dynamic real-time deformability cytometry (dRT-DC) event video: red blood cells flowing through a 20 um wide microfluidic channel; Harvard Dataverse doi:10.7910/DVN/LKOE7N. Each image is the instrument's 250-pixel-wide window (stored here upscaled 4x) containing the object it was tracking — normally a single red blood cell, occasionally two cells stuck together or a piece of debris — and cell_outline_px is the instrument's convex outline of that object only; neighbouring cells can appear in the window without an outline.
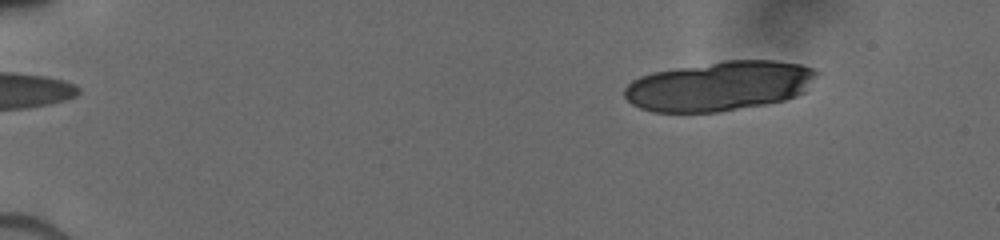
{"species": "human", "species_latin": "Homo sapiens", "temperature_condition": "cold", "stored_images_in_passage": 13, "camera_frame_rate_fps": 3000, "um_per_image_px": 0.085, "donor": {"sex": "male"}, "frame": {"image": 1, "passage_image": 3, "time_ms": 2.0, "image_size_px": [1000, 240], "cell_outline_px": [[816, 72], [804, 92], [796, 96], [784, 100], [768, 104], [720, 112], [652, 112], [640, 108], [632, 104], [624, 96], [624, 88], [632, 80], [640, 76], [652, 72], [724, 60], [776, 60], [800, 64], [812, 68]], "centroid_in_image_um": [61.11, 7.32], "position_along_channel_um": 23.9, "area_um2": 55.6}}
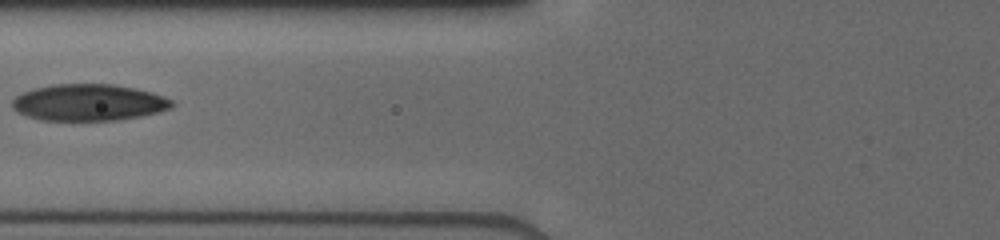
{"frame": {"image": 2, "passage_image": 9, "time_ms": 7.667, "image_size_px": [1000, 240], "cell_outline_px": [[176, 104], [172, 108], [140, 116], [116, 120], [40, 120], [16, 112], [12, 108], [12, 100], [16, 96], [32, 88], [56, 84], [112, 84], [136, 88], [152, 92], [164, 96], [172, 100]], "centroid_in_image_um": [7.54, 8.7], "position_along_channel_um": 118.3, "area_um2": 34.16}}
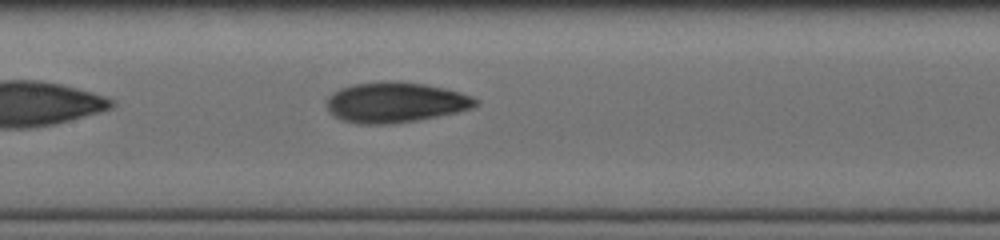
{"frame": {"image": 3, "passage_image": 13, "time_ms": 9.0, "image_size_px": [1000, 240], "cell_outline_px": [[480, 104], [472, 108], [456, 112], [420, 120], [392, 124], [360, 124], [344, 120], [336, 116], [324, 104], [328, 96], [332, 92], [340, 88], [352, 84], [380, 80], [400, 80], [424, 84], [444, 88], [460, 92], [472, 96], [480, 100]], "centroid_in_image_um": [33.62, 8.68], "position_along_channel_um": 173.8, "area_um2": 35.55}}